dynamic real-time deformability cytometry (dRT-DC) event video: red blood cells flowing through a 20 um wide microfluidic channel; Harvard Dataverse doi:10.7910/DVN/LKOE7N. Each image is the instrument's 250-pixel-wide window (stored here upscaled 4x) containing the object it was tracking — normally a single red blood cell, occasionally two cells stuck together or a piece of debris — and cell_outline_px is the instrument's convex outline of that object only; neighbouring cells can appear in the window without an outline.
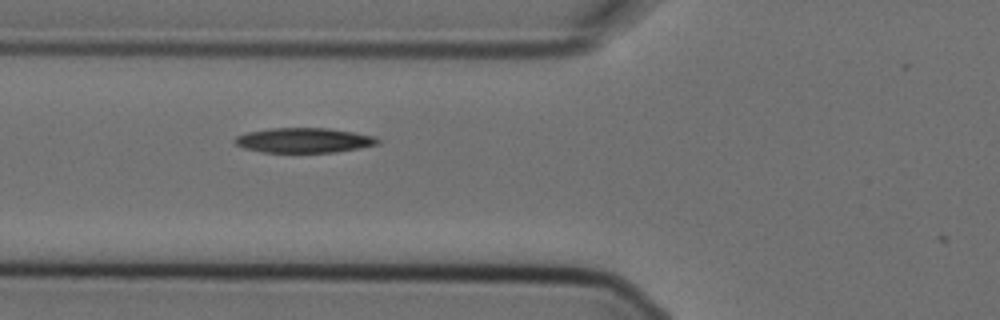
{"species": "Egyptian fruit bat (a non-hibernating species)", "species_latin": "Rousettus aegyptiacus", "temperature_condition": "cold", "stored_images_in_passage": 3, "camera_frame_rate_fps": 3000, "um_per_image_px": 0.085, "animal": {"sex": "female"}, "frame": {"image": 1, "passage_image": 3, "time_ms": 0.667, "image_size_px": [1000, 320], "cell_outline_px": [[380, 144], [360, 148], [336, 152], [260, 152], [244, 148], [236, 144], [232, 140], [236, 136], [248, 132], [272, 128], [328, 128], [352, 132], [372, 136], [380, 140]], "centroid_in_image_um": [25.82, 11.93], "position_along_channel_um": 100.0, "area_um2": 20.63}}